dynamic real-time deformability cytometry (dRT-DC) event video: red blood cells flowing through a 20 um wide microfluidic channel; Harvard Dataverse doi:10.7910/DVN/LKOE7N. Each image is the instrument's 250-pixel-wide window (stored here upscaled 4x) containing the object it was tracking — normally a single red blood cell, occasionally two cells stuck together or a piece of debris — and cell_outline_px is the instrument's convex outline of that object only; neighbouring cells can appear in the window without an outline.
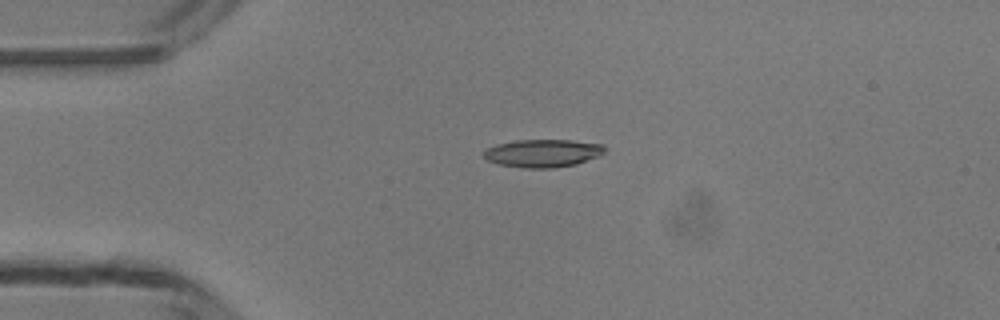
{"species": "common noctule bat (a hibernating species)", "species_latin": "Nyctalus noctula", "temperature_condition": "room temperature", "stored_images_in_passage": 38, "camera_frame_rate_fps": 3000, "um_per_image_px": 0.085, "animal": {"sex": "male", "body_mass_g": 13.3}, "frame": {"image": 1, "passage_image": 1, "time_ms": 0.0, "image_size_px": [1000, 320], "cell_outline_px": [[604, 152], [600, 156], [576, 164], [552, 168], [524, 168], [500, 164], [488, 160], [484, 156], [484, 152], [488, 148], [496, 144], [516, 140], [572, 140], [604, 144]], "centroid_in_image_um": [46.17, 13.01], "position_along_channel_um": 38.8, "area_um2": 19.59}}
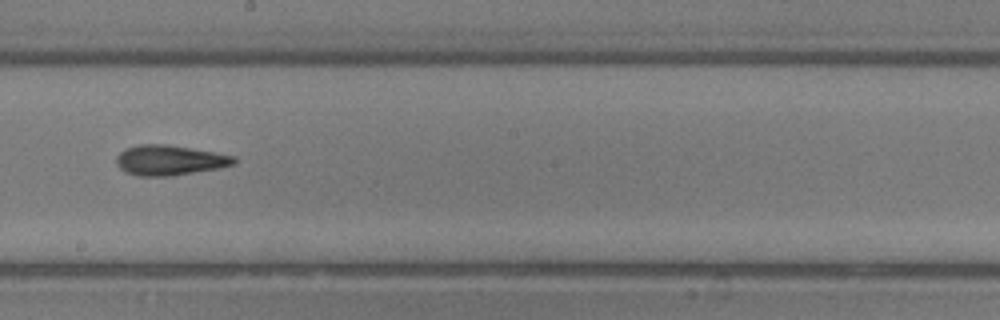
{"frame": {"image": 2, "passage_image": 17, "time_ms": 5.333, "image_size_px": [1000, 320], "cell_outline_px": [[236, 164], [220, 168], [172, 176], [140, 176], [124, 172], [116, 164], [116, 156], [124, 148], [140, 144], [168, 144], [216, 152], [236, 156]], "centroid_in_image_um": [14.42, 13.61], "position_along_channel_um": 233.8, "area_um2": 20.98}}
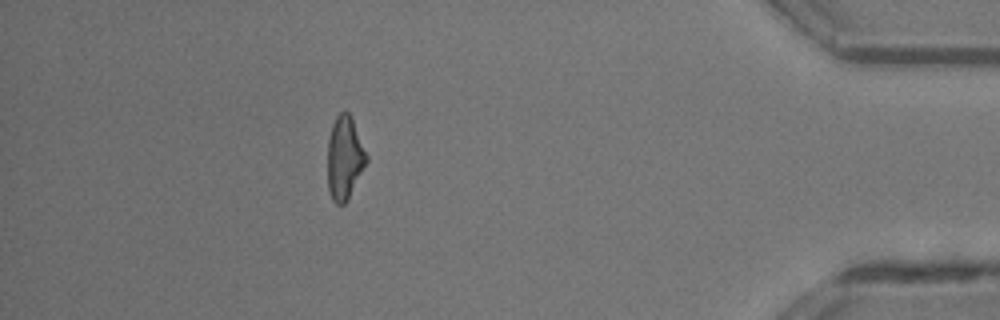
{"frame": {"image": 3, "passage_image": 33, "time_ms": 10.667, "image_size_px": [1000, 320], "cell_outline_px": [[368, 160], [344, 204], [336, 204], [332, 200], [328, 188], [328, 140], [332, 124], [336, 116], [344, 108], [348, 112], [352, 120], [368, 156]], "centroid_in_image_um": [29.27, 13.39], "position_along_channel_um": 405.9, "area_um2": 18.55}, "authors_computed_cell_mechanics": {"area_um2": 20.0277, "velocity_mm_per_s": 4.2199, "shape_relaxation_time_tau1_ms": 7.4777, "shape_relaxation_time_tau2_ms": 4.455, "deformation_change_tau1": 0.212, "deformation_change_tau2": 0.1735}}